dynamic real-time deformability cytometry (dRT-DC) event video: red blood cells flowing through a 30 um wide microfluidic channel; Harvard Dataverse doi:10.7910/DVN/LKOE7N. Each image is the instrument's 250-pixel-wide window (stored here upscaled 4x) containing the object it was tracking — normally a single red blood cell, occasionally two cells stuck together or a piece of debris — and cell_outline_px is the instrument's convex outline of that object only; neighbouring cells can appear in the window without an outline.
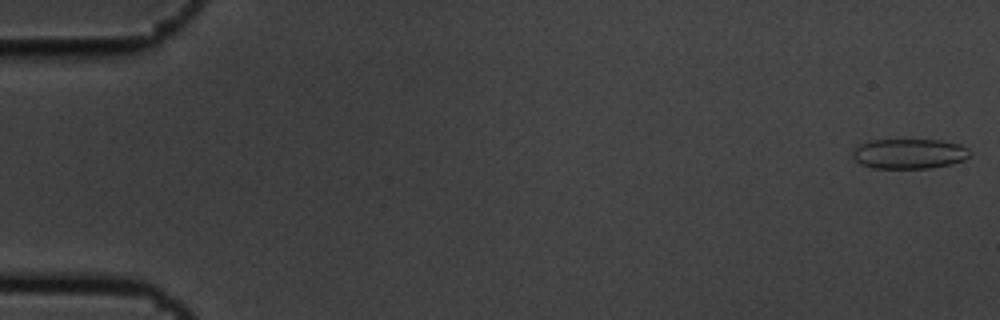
{"species": "common noctule bat (a hibernating species)", "species_latin": "Nyctalus noctula", "temperature_condition": "cold", "stored_images_in_passage": 5, "camera_frame_rate_fps": 3000, "um_per_image_px": 0.085, "animal": {"sex": "male", "body_mass_g": 19.5, "forearm_length_mm": 54.6}, "frame": {"image": 1, "passage_image": 1, "time_ms": 0.0, "image_size_px": [1000, 320], "cell_outline_px": [[972, 152], [964, 160], [948, 164], [928, 168], [872, 168], [860, 164], [852, 156], [852, 148], [868, 140], [940, 140], [960, 144], [968, 148]], "centroid_in_image_um": [77.25, 13.06], "position_along_channel_um": 7.8, "area_um2": 20.58}}